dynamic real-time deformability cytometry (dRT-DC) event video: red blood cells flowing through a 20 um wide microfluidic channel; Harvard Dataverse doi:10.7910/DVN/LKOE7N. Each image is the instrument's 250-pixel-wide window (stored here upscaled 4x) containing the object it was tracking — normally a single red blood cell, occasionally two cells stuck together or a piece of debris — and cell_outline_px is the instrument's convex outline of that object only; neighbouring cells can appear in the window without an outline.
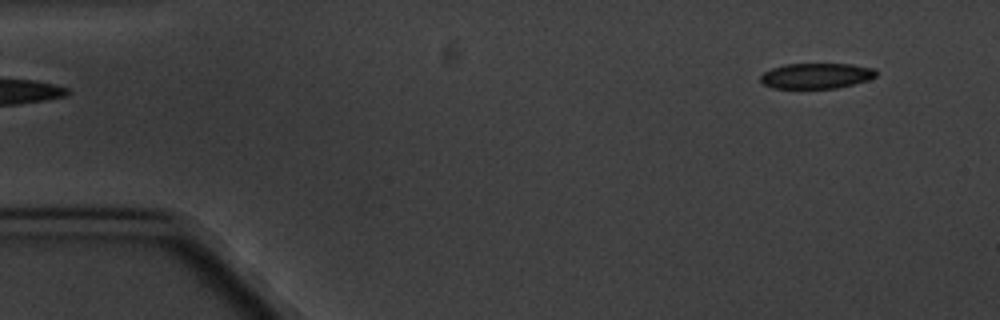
{"species": "common noctule bat (a hibernating species)", "species_latin": "Nyctalus noctula", "temperature_condition": "cold", "stored_images_in_passage": 6, "segment_of_instrument_passage": [2, 2], "camera_frame_rate_fps": 3000, "um_per_image_px": 0.085, "animal": {"sex": "male", "body_mass_g": 20.1, "forearm_length_mm": 53.5}, "frame": {"image": 1, "passage_image": 6, "time_ms": 6.0, "image_size_px": [1000, 320], "cell_outline_px": [[876, 76], [868, 80], [836, 88], [772, 88], [764, 84], [760, 80], [760, 76], [764, 72], [772, 68], [784, 64], [852, 64], [876, 68]], "centroid_in_image_um": [69.39, 6.44], "position_along_channel_um": 15.6, "area_um2": 17.17}}